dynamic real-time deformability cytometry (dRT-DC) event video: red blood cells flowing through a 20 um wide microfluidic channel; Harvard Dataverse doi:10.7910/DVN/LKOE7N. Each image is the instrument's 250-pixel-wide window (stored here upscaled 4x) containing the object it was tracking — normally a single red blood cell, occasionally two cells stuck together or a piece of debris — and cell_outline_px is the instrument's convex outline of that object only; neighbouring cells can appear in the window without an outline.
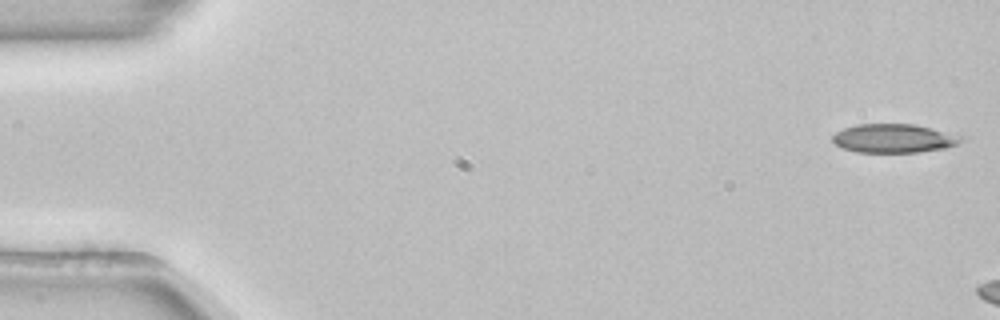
{"species": "common noctule bat (a hibernating species)", "species_latin": "Nyctalus noctula", "temperature_condition": "room temperature", "stored_images_in_passage": 7, "camera_frame_rate_fps": 3000, "um_per_image_px": 0.085, "animal": {"sex": "female", "body_mass_g": 22.7, "forearm_length_mm": 54.2}, "frame": {"image": 1, "passage_image": 1, "time_ms": 0.0, "image_size_px": [1000, 320], "cell_outline_px": [[968, 136], [964, 140], [956, 144], [944, 148], [920, 152], [856, 152], [840, 148], [832, 140], [832, 136], [836, 132], [844, 128], [856, 124], [916, 124]], "centroid_in_image_um": [76.02, 11.75], "position_along_channel_um": 9.0, "area_um2": 21.91}}